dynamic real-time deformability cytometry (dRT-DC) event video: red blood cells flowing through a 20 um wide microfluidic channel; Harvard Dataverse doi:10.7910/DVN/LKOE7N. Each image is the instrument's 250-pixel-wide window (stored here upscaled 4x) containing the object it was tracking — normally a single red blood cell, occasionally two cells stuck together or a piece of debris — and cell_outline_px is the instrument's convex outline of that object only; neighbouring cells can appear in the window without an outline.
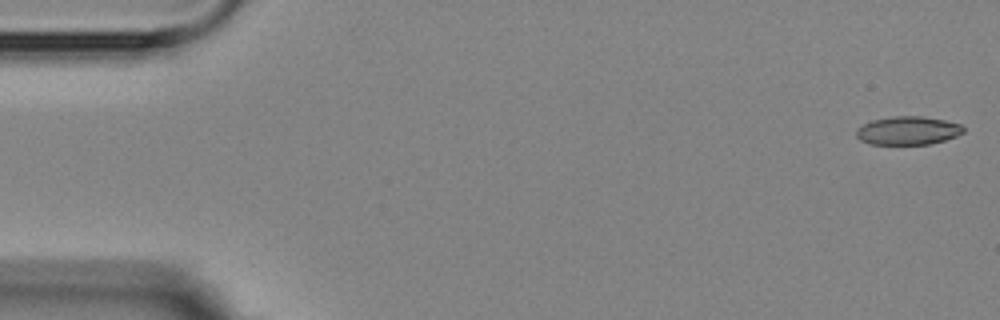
{"species": "Egyptian fruit bat (a non-hibernating species)", "species_latin": "Rousettus aegyptiacus", "temperature_condition": "room temperature", "stored_images_in_passage": 5, "camera_frame_rate_fps": 3000, "um_per_image_px": 0.085, "animal": {"sex": "female"}, "frame": {"image": 1, "passage_image": 1, "time_ms": 0.0, "image_size_px": [1000, 320], "cell_outline_px": [[964, 132], [956, 136], [944, 140], [928, 144], [868, 144], [860, 140], [856, 136], [856, 128], [872, 120], [892, 116], [920, 116], [944, 120], [960, 124], [964, 128]], "centroid_in_image_um": [77.14, 11.1], "position_along_channel_um": 7.9, "area_um2": 17.69}}